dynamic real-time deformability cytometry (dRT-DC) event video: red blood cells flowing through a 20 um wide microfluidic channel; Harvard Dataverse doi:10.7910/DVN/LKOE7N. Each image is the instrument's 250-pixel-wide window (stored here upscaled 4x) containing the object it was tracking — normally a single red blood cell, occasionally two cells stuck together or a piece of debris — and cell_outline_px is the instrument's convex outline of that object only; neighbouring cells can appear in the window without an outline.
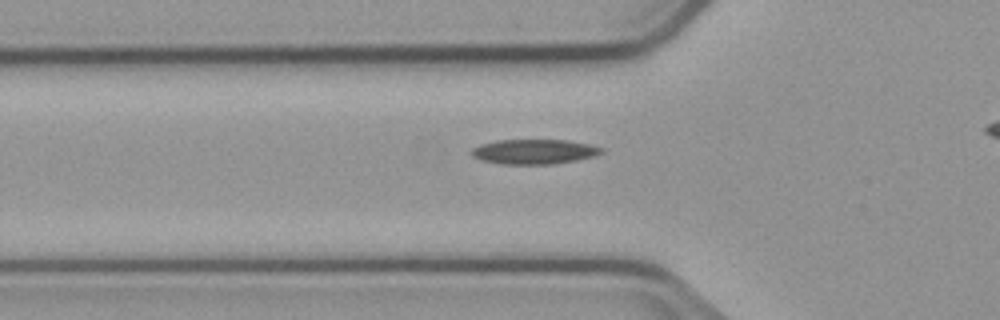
{"species": "common noctule bat (a hibernating species)", "species_latin": "Nyctalus noctula", "temperature_condition": "cold", "stored_images_in_passage": 7, "segment_of_instrument_passage": [2, 2], "camera_frame_rate_fps": 3000, "um_per_image_px": 0.085, "animal": {"sex": "male", "body_mass_g": 23.1, "forearm_length_mm": 52.7}, "frame": {"image": 1, "passage_image": 7, "time_ms": 8.0, "image_size_px": [1000, 320], "cell_outline_px": [[604, 152], [592, 156], [576, 160], [552, 164], [500, 164], [484, 160], [472, 156], [472, 148], [480, 144], [496, 140], [568, 140], [588, 144], [604, 148]], "centroid_in_image_um": [45.4, 12.88], "position_along_channel_um": 80.4, "area_um2": 18.67}}